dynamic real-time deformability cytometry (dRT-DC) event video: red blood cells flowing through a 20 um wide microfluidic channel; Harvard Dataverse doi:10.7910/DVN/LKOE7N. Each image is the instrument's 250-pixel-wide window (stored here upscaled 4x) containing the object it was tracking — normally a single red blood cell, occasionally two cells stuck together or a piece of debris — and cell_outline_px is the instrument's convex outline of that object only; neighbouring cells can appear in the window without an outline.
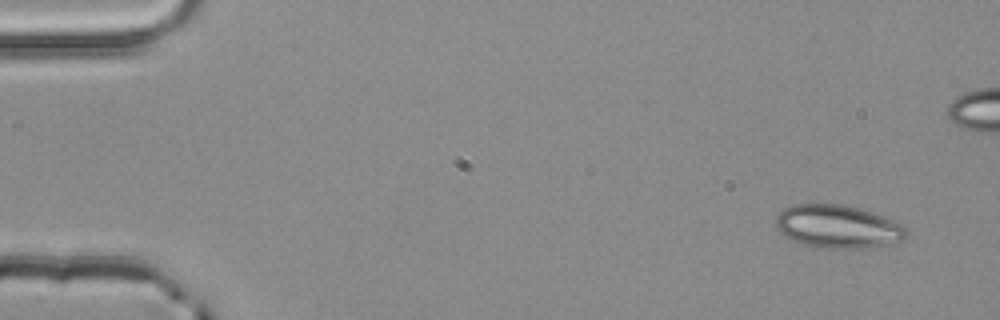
{"species": "common noctule bat (a hibernating species)", "species_latin": "Nyctalus noctula", "temperature_condition": "room temperature", "stored_images_in_passage": 4, "camera_frame_rate_fps": 3000, "um_per_image_px": 0.085, "animal": {"sex": "male", "body_mass_g": 20.4}, "frame": {"image": 1, "passage_image": 1, "time_ms": 0.0, "image_size_px": [1000, 320], "cell_outline_px": [[908, 232], [904, 240], [868, 248], [820, 248], [804, 244], [792, 240], [784, 236], [776, 228], [776, 216], [784, 208], [792, 204], [840, 204], [860, 208], [884, 216], [900, 224]], "centroid_in_image_um": [71.19, 19.26], "position_along_channel_um": 13.8, "area_um2": 32.83}}